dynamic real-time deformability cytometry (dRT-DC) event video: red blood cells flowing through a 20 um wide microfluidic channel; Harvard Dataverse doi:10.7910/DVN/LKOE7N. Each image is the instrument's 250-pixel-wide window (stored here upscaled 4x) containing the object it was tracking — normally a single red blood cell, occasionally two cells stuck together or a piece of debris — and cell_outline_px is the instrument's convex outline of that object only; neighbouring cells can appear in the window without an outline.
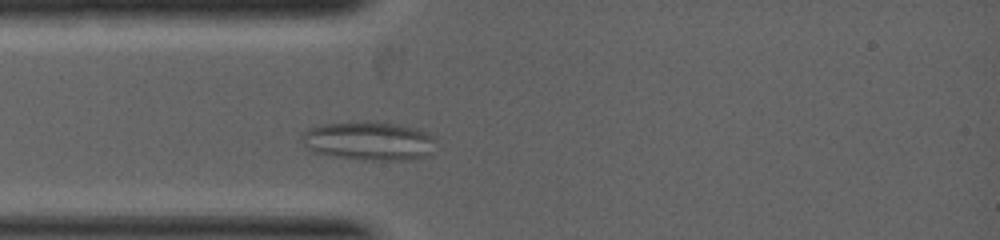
{"species": "common noctule bat (a hibernating species)", "species_latin": "Nyctalus noctula", "temperature_condition": "warm", "stored_images_in_passage": 35, "camera_frame_rate_fps": 5000, "um_per_image_px": 0.085, "animal": {"sex": "female", "body_mass_g": 19.0, "forearm_length_mm": 53.3}, "frame": {"image": 1, "passage_image": 4, "time_ms": 0.6, "image_size_px": [1000, 240], "cell_outline_px": [[436, 136], [424, 156], [408, 160], [364, 160], [328, 156], [312, 152], [300, 140], [300, 136], [308, 128], [320, 124], [364, 120], [396, 124], [420, 128]], "centroid_in_image_um": [31.27, 11.96], "position_along_channel_um": 53.7, "area_um2": 30.69}}
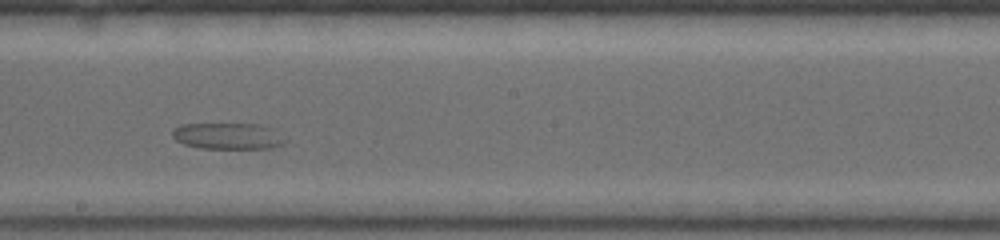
{"frame": {"image": 2, "passage_image": 20, "time_ms": 3.2, "image_size_px": [1000, 240], "cell_outline_px": [[288, 140], [284, 144], [268, 148], [200, 148], [184, 144], [176, 140], [172, 136], [172, 128], [180, 124], [260, 124], [272, 128]], "centroid_in_image_um": [19.37, 11.55], "position_along_channel_um": 228.8, "area_um2": 17.4}}
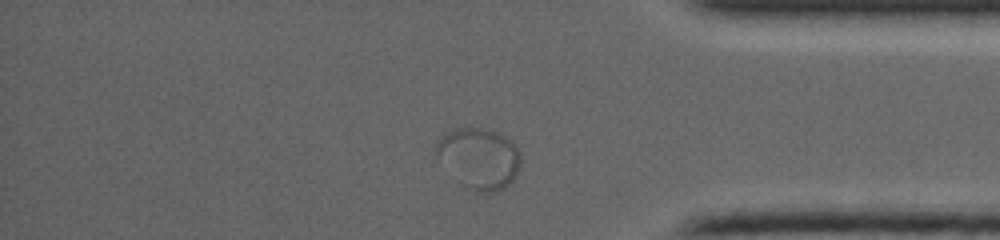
{"frame": {"image": 3, "passage_image": 32, "time_ms": 5.8, "image_size_px": [1000, 240], "cell_outline_px": [[520, 164], [516, 176], [504, 188], [492, 192], [476, 192], [460, 184], [456, 180], [436, 156], [436, 144], [452, 128], [480, 128], [496, 132], [512, 140], [516, 144], [520, 152]], "centroid_in_image_um": [40.74, 13.46], "position_along_channel_um": 394.5, "area_um2": 29.88}}